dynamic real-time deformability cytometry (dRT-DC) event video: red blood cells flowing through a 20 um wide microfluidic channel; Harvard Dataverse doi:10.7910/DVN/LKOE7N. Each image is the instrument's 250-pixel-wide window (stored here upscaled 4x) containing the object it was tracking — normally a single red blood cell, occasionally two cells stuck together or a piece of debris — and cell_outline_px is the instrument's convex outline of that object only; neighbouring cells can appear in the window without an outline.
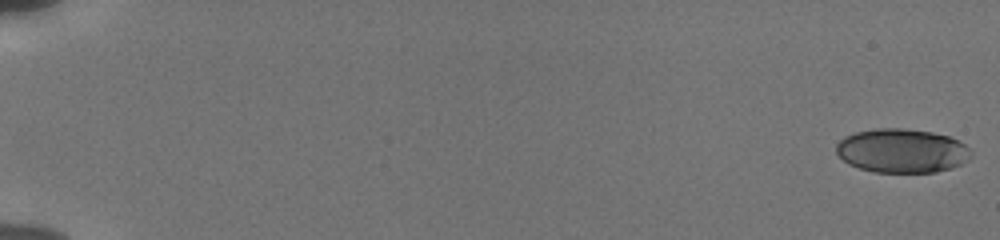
{"species": "human", "species_latin": "Homo sapiens", "temperature_condition": "cold", "stored_images_in_passage": 55, "camera_frame_rate_fps": 3000, "um_per_image_px": 0.085, "donor": {"sex": "male"}, "frame": {"image": 1, "passage_image": 1, "time_ms": 0.0, "image_size_px": [1000, 240], "cell_outline_px": [[972, 156], [968, 160], [952, 168], [936, 172], [872, 172], [848, 164], [836, 152], [836, 144], [844, 136], [856, 132], [876, 128], [900, 128], [932, 132], [948, 136], [960, 140], [972, 152]], "centroid_in_image_um": [76.67, 12.81], "position_along_channel_um": 8.3, "area_um2": 34.68}}
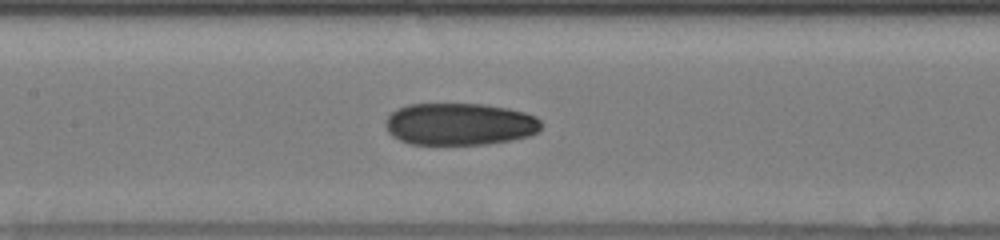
{"frame": {"image": 2, "passage_image": 29, "time_ms": 9.333, "image_size_px": [1000, 240], "cell_outline_px": [[540, 128], [536, 132], [528, 136], [512, 140], [488, 144], [412, 144], [400, 140], [392, 136], [388, 132], [384, 124], [388, 116], [396, 108], [408, 104], [484, 104], [508, 108], [524, 112], [536, 116], [540, 120]], "centroid_in_image_um": [39.05, 10.54], "position_along_channel_um": 168.4, "area_um2": 38.38}}
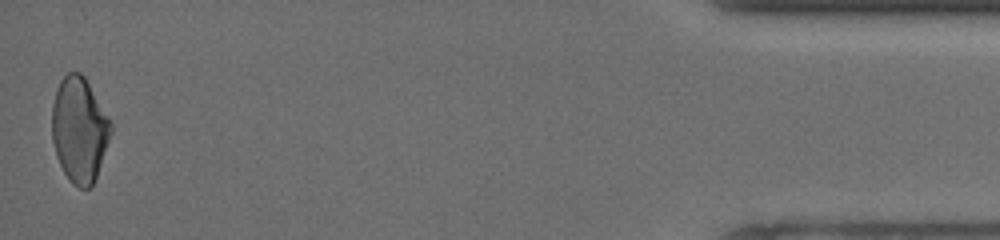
{"frame": {"image": 3, "passage_image": 55, "time_ms": 18.0, "image_size_px": [1000, 240], "cell_outline_px": [[112, 132], [96, 176], [92, 184], [88, 188], [80, 188], [72, 184], [64, 172], [56, 156], [52, 140], [52, 104], [56, 88], [60, 80], [68, 72], [80, 72], [84, 76], [108, 116], [112, 124]], "centroid_in_image_um": [6.73, 11.01], "position_along_channel_um": 428.5, "area_um2": 35.95}, "authors_computed_cell_mechanics": {"area_um2": 36.8764, "velocity_mm_per_s": 3.8631, "shape_relaxation_time_tau1_ms": 10.1968, "shape_relaxation_time_tau2_ms": 3.6958, "deformation_change_tau1": 0.1941, "deformation_change_tau2": 0.0878}}